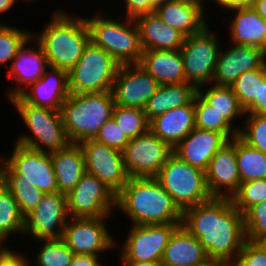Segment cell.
<instances>
[{"label": "cell", "mask_w": 266, "mask_h": 266, "mask_svg": "<svg viewBox=\"0 0 266 266\" xmlns=\"http://www.w3.org/2000/svg\"><path fill=\"white\" fill-rule=\"evenodd\" d=\"M181 225L198 239L208 259L231 266L246 240L243 215L231 198H212L185 209Z\"/></svg>", "instance_id": "obj_1"}, {"label": "cell", "mask_w": 266, "mask_h": 266, "mask_svg": "<svg viewBox=\"0 0 266 266\" xmlns=\"http://www.w3.org/2000/svg\"><path fill=\"white\" fill-rule=\"evenodd\" d=\"M117 210L130 225L182 223L183 212L155 177L129 178L116 195Z\"/></svg>", "instance_id": "obj_2"}, {"label": "cell", "mask_w": 266, "mask_h": 266, "mask_svg": "<svg viewBox=\"0 0 266 266\" xmlns=\"http://www.w3.org/2000/svg\"><path fill=\"white\" fill-rule=\"evenodd\" d=\"M62 8L52 11L43 30L32 31V35L42 45L49 67L69 72L90 42V32L84 15L70 14Z\"/></svg>", "instance_id": "obj_3"}, {"label": "cell", "mask_w": 266, "mask_h": 266, "mask_svg": "<svg viewBox=\"0 0 266 266\" xmlns=\"http://www.w3.org/2000/svg\"><path fill=\"white\" fill-rule=\"evenodd\" d=\"M85 16L89 27L90 41L110 54L121 66L139 64L143 49L140 44L139 29L133 19L123 15L110 16L106 9H97ZM119 17V18H117Z\"/></svg>", "instance_id": "obj_4"}, {"label": "cell", "mask_w": 266, "mask_h": 266, "mask_svg": "<svg viewBox=\"0 0 266 266\" xmlns=\"http://www.w3.org/2000/svg\"><path fill=\"white\" fill-rule=\"evenodd\" d=\"M115 107L111 91L100 93H70L60 114L67 138L79 144L95 139L100 127L112 118Z\"/></svg>", "instance_id": "obj_5"}, {"label": "cell", "mask_w": 266, "mask_h": 266, "mask_svg": "<svg viewBox=\"0 0 266 266\" xmlns=\"http://www.w3.org/2000/svg\"><path fill=\"white\" fill-rule=\"evenodd\" d=\"M23 120L25 133L17 135L15 143L43 153L65 149L71 142L66 136L60 111L38 107L20 96L9 100ZM28 131V133H27Z\"/></svg>", "instance_id": "obj_6"}, {"label": "cell", "mask_w": 266, "mask_h": 266, "mask_svg": "<svg viewBox=\"0 0 266 266\" xmlns=\"http://www.w3.org/2000/svg\"><path fill=\"white\" fill-rule=\"evenodd\" d=\"M155 178L182 212L213 198L207 188L205 172L192 167L174 153Z\"/></svg>", "instance_id": "obj_7"}, {"label": "cell", "mask_w": 266, "mask_h": 266, "mask_svg": "<svg viewBox=\"0 0 266 266\" xmlns=\"http://www.w3.org/2000/svg\"><path fill=\"white\" fill-rule=\"evenodd\" d=\"M120 64L91 41L68 72L70 93H100L112 90Z\"/></svg>", "instance_id": "obj_8"}, {"label": "cell", "mask_w": 266, "mask_h": 266, "mask_svg": "<svg viewBox=\"0 0 266 266\" xmlns=\"http://www.w3.org/2000/svg\"><path fill=\"white\" fill-rule=\"evenodd\" d=\"M210 23L200 32L185 37L180 49L186 82L196 88L212 83L217 58L223 45Z\"/></svg>", "instance_id": "obj_9"}, {"label": "cell", "mask_w": 266, "mask_h": 266, "mask_svg": "<svg viewBox=\"0 0 266 266\" xmlns=\"http://www.w3.org/2000/svg\"><path fill=\"white\" fill-rule=\"evenodd\" d=\"M5 154L2 180H27L44 193L58 192L50 153L33 150L17 143Z\"/></svg>", "instance_id": "obj_10"}, {"label": "cell", "mask_w": 266, "mask_h": 266, "mask_svg": "<svg viewBox=\"0 0 266 266\" xmlns=\"http://www.w3.org/2000/svg\"><path fill=\"white\" fill-rule=\"evenodd\" d=\"M182 223H161L149 225H130L126 238L120 244L116 240L119 250V260H133L138 262H161L165 247L173 232ZM121 249V250H120Z\"/></svg>", "instance_id": "obj_11"}, {"label": "cell", "mask_w": 266, "mask_h": 266, "mask_svg": "<svg viewBox=\"0 0 266 266\" xmlns=\"http://www.w3.org/2000/svg\"><path fill=\"white\" fill-rule=\"evenodd\" d=\"M109 220L113 217H70L62 239L74 254L104 256L116 250V236L111 234ZM109 225V226H108ZM106 251V252H105Z\"/></svg>", "instance_id": "obj_12"}, {"label": "cell", "mask_w": 266, "mask_h": 266, "mask_svg": "<svg viewBox=\"0 0 266 266\" xmlns=\"http://www.w3.org/2000/svg\"><path fill=\"white\" fill-rule=\"evenodd\" d=\"M116 193L92 174L85 173L67 197L69 217H112L116 213Z\"/></svg>", "instance_id": "obj_13"}, {"label": "cell", "mask_w": 266, "mask_h": 266, "mask_svg": "<svg viewBox=\"0 0 266 266\" xmlns=\"http://www.w3.org/2000/svg\"><path fill=\"white\" fill-rule=\"evenodd\" d=\"M69 218L66 194L45 193L37 207L24 217L22 239H60Z\"/></svg>", "instance_id": "obj_14"}, {"label": "cell", "mask_w": 266, "mask_h": 266, "mask_svg": "<svg viewBox=\"0 0 266 266\" xmlns=\"http://www.w3.org/2000/svg\"><path fill=\"white\" fill-rule=\"evenodd\" d=\"M173 149L150 130L130 139L122 151L129 177H156Z\"/></svg>", "instance_id": "obj_15"}, {"label": "cell", "mask_w": 266, "mask_h": 266, "mask_svg": "<svg viewBox=\"0 0 266 266\" xmlns=\"http://www.w3.org/2000/svg\"><path fill=\"white\" fill-rule=\"evenodd\" d=\"M86 172L94 175L118 194L129 180L121 151L107 147L94 139L79 143Z\"/></svg>", "instance_id": "obj_16"}, {"label": "cell", "mask_w": 266, "mask_h": 266, "mask_svg": "<svg viewBox=\"0 0 266 266\" xmlns=\"http://www.w3.org/2000/svg\"><path fill=\"white\" fill-rule=\"evenodd\" d=\"M48 68L49 64L44 49L32 35L18 50L16 57L6 70L7 74L5 75L12 80L13 84L7 87V100L19 96L26 88L40 79Z\"/></svg>", "instance_id": "obj_17"}, {"label": "cell", "mask_w": 266, "mask_h": 266, "mask_svg": "<svg viewBox=\"0 0 266 266\" xmlns=\"http://www.w3.org/2000/svg\"><path fill=\"white\" fill-rule=\"evenodd\" d=\"M160 84L139 64L120 66L112 86L115 105L144 109Z\"/></svg>", "instance_id": "obj_18"}, {"label": "cell", "mask_w": 266, "mask_h": 266, "mask_svg": "<svg viewBox=\"0 0 266 266\" xmlns=\"http://www.w3.org/2000/svg\"><path fill=\"white\" fill-rule=\"evenodd\" d=\"M226 45L228 47L221 46L211 84L230 87L244 72L260 69L266 64V53L260 48L232 43Z\"/></svg>", "instance_id": "obj_19"}, {"label": "cell", "mask_w": 266, "mask_h": 266, "mask_svg": "<svg viewBox=\"0 0 266 266\" xmlns=\"http://www.w3.org/2000/svg\"><path fill=\"white\" fill-rule=\"evenodd\" d=\"M206 184L213 198H231L241 184L235 152V137L210 160L205 172Z\"/></svg>", "instance_id": "obj_20"}, {"label": "cell", "mask_w": 266, "mask_h": 266, "mask_svg": "<svg viewBox=\"0 0 266 266\" xmlns=\"http://www.w3.org/2000/svg\"><path fill=\"white\" fill-rule=\"evenodd\" d=\"M205 0H171L157 7L154 13L167 25L186 37L200 32L209 20ZM208 8V9H207ZM207 13V14H206Z\"/></svg>", "instance_id": "obj_21"}, {"label": "cell", "mask_w": 266, "mask_h": 266, "mask_svg": "<svg viewBox=\"0 0 266 266\" xmlns=\"http://www.w3.org/2000/svg\"><path fill=\"white\" fill-rule=\"evenodd\" d=\"M69 95L68 71L49 67L40 79L19 96L31 105L60 111Z\"/></svg>", "instance_id": "obj_22"}, {"label": "cell", "mask_w": 266, "mask_h": 266, "mask_svg": "<svg viewBox=\"0 0 266 266\" xmlns=\"http://www.w3.org/2000/svg\"><path fill=\"white\" fill-rule=\"evenodd\" d=\"M229 140L219 132L194 128L173 149V153L192 167L206 172L210 160Z\"/></svg>", "instance_id": "obj_23"}, {"label": "cell", "mask_w": 266, "mask_h": 266, "mask_svg": "<svg viewBox=\"0 0 266 266\" xmlns=\"http://www.w3.org/2000/svg\"><path fill=\"white\" fill-rule=\"evenodd\" d=\"M229 12V43L257 47L266 53V21L251 6L234 8L226 13Z\"/></svg>", "instance_id": "obj_24"}, {"label": "cell", "mask_w": 266, "mask_h": 266, "mask_svg": "<svg viewBox=\"0 0 266 266\" xmlns=\"http://www.w3.org/2000/svg\"><path fill=\"white\" fill-rule=\"evenodd\" d=\"M195 128L194 99L150 121L149 130L172 149Z\"/></svg>", "instance_id": "obj_25"}, {"label": "cell", "mask_w": 266, "mask_h": 266, "mask_svg": "<svg viewBox=\"0 0 266 266\" xmlns=\"http://www.w3.org/2000/svg\"><path fill=\"white\" fill-rule=\"evenodd\" d=\"M143 50H180L185 35L164 23L154 12L135 19Z\"/></svg>", "instance_id": "obj_26"}, {"label": "cell", "mask_w": 266, "mask_h": 266, "mask_svg": "<svg viewBox=\"0 0 266 266\" xmlns=\"http://www.w3.org/2000/svg\"><path fill=\"white\" fill-rule=\"evenodd\" d=\"M139 65L160 85L186 82L180 50H143Z\"/></svg>", "instance_id": "obj_27"}, {"label": "cell", "mask_w": 266, "mask_h": 266, "mask_svg": "<svg viewBox=\"0 0 266 266\" xmlns=\"http://www.w3.org/2000/svg\"><path fill=\"white\" fill-rule=\"evenodd\" d=\"M207 260L198 239L180 225L171 235L161 263L163 266H199Z\"/></svg>", "instance_id": "obj_28"}, {"label": "cell", "mask_w": 266, "mask_h": 266, "mask_svg": "<svg viewBox=\"0 0 266 266\" xmlns=\"http://www.w3.org/2000/svg\"><path fill=\"white\" fill-rule=\"evenodd\" d=\"M58 191L68 194L86 173L84 155L79 144L70 143L65 149L50 154Z\"/></svg>", "instance_id": "obj_29"}, {"label": "cell", "mask_w": 266, "mask_h": 266, "mask_svg": "<svg viewBox=\"0 0 266 266\" xmlns=\"http://www.w3.org/2000/svg\"><path fill=\"white\" fill-rule=\"evenodd\" d=\"M196 93L197 88L188 82L160 85L144 108L147 120L150 122L171 109L189 104Z\"/></svg>", "instance_id": "obj_30"}, {"label": "cell", "mask_w": 266, "mask_h": 266, "mask_svg": "<svg viewBox=\"0 0 266 266\" xmlns=\"http://www.w3.org/2000/svg\"><path fill=\"white\" fill-rule=\"evenodd\" d=\"M197 93L238 132L241 130L242 126L236 125L237 119V124H239V119H244L246 112L231 87L217 86L210 83L198 87Z\"/></svg>", "instance_id": "obj_31"}, {"label": "cell", "mask_w": 266, "mask_h": 266, "mask_svg": "<svg viewBox=\"0 0 266 266\" xmlns=\"http://www.w3.org/2000/svg\"><path fill=\"white\" fill-rule=\"evenodd\" d=\"M235 152L241 183L266 179V153L235 137Z\"/></svg>", "instance_id": "obj_32"}, {"label": "cell", "mask_w": 266, "mask_h": 266, "mask_svg": "<svg viewBox=\"0 0 266 266\" xmlns=\"http://www.w3.org/2000/svg\"><path fill=\"white\" fill-rule=\"evenodd\" d=\"M24 216L21 214L18 204L10 191L0 183V241L6 243L15 235L23 237ZM13 235V236H12ZM10 237V238H9Z\"/></svg>", "instance_id": "obj_33"}, {"label": "cell", "mask_w": 266, "mask_h": 266, "mask_svg": "<svg viewBox=\"0 0 266 266\" xmlns=\"http://www.w3.org/2000/svg\"><path fill=\"white\" fill-rule=\"evenodd\" d=\"M194 115L197 129L222 133L228 140L238 136V131L198 93L194 97Z\"/></svg>", "instance_id": "obj_34"}, {"label": "cell", "mask_w": 266, "mask_h": 266, "mask_svg": "<svg viewBox=\"0 0 266 266\" xmlns=\"http://www.w3.org/2000/svg\"><path fill=\"white\" fill-rule=\"evenodd\" d=\"M34 242L39 248L29 266H69L74 253L62 238Z\"/></svg>", "instance_id": "obj_35"}, {"label": "cell", "mask_w": 266, "mask_h": 266, "mask_svg": "<svg viewBox=\"0 0 266 266\" xmlns=\"http://www.w3.org/2000/svg\"><path fill=\"white\" fill-rule=\"evenodd\" d=\"M4 23V24H3ZM0 24V68H9L12 60L16 57L18 50L32 36V33L17 25L12 26L3 22ZM7 24V25H6Z\"/></svg>", "instance_id": "obj_36"}, {"label": "cell", "mask_w": 266, "mask_h": 266, "mask_svg": "<svg viewBox=\"0 0 266 266\" xmlns=\"http://www.w3.org/2000/svg\"><path fill=\"white\" fill-rule=\"evenodd\" d=\"M260 83H264V66L244 72L230 86L245 112L259 100Z\"/></svg>", "instance_id": "obj_37"}, {"label": "cell", "mask_w": 266, "mask_h": 266, "mask_svg": "<svg viewBox=\"0 0 266 266\" xmlns=\"http://www.w3.org/2000/svg\"><path fill=\"white\" fill-rule=\"evenodd\" d=\"M112 118L129 140L149 130L150 122L147 120L144 109L115 105Z\"/></svg>", "instance_id": "obj_38"}, {"label": "cell", "mask_w": 266, "mask_h": 266, "mask_svg": "<svg viewBox=\"0 0 266 266\" xmlns=\"http://www.w3.org/2000/svg\"><path fill=\"white\" fill-rule=\"evenodd\" d=\"M1 182L16 200L24 217L37 207L45 194L27 180H2Z\"/></svg>", "instance_id": "obj_39"}, {"label": "cell", "mask_w": 266, "mask_h": 266, "mask_svg": "<svg viewBox=\"0 0 266 266\" xmlns=\"http://www.w3.org/2000/svg\"><path fill=\"white\" fill-rule=\"evenodd\" d=\"M238 136L249 146L266 153V115L246 113Z\"/></svg>", "instance_id": "obj_40"}, {"label": "cell", "mask_w": 266, "mask_h": 266, "mask_svg": "<svg viewBox=\"0 0 266 266\" xmlns=\"http://www.w3.org/2000/svg\"><path fill=\"white\" fill-rule=\"evenodd\" d=\"M266 200V179L241 183L231 197L236 209L243 215L250 207Z\"/></svg>", "instance_id": "obj_41"}, {"label": "cell", "mask_w": 266, "mask_h": 266, "mask_svg": "<svg viewBox=\"0 0 266 266\" xmlns=\"http://www.w3.org/2000/svg\"><path fill=\"white\" fill-rule=\"evenodd\" d=\"M246 240L260 241L266 236V200L250 207L243 214Z\"/></svg>", "instance_id": "obj_42"}, {"label": "cell", "mask_w": 266, "mask_h": 266, "mask_svg": "<svg viewBox=\"0 0 266 266\" xmlns=\"http://www.w3.org/2000/svg\"><path fill=\"white\" fill-rule=\"evenodd\" d=\"M232 266H266V248L259 241L245 240Z\"/></svg>", "instance_id": "obj_43"}, {"label": "cell", "mask_w": 266, "mask_h": 266, "mask_svg": "<svg viewBox=\"0 0 266 266\" xmlns=\"http://www.w3.org/2000/svg\"><path fill=\"white\" fill-rule=\"evenodd\" d=\"M94 140L121 152L129 143V139L122 133V130L117 126L113 118L106 121L100 127L99 133Z\"/></svg>", "instance_id": "obj_44"}, {"label": "cell", "mask_w": 266, "mask_h": 266, "mask_svg": "<svg viewBox=\"0 0 266 266\" xmlns=\"http://www.w3.org/2000/svg\"><path fill=\"white\" fill-rule=\"evenodd\" d=\"M123 15L128 19H137L142 15L153 13L155 8L152 6V0H122ZM125 8V9H124Z\"/></svg>", "instance_id": "obj_45"}, {"label": "cell", "mask_w": 266, "mask_h": 266, "mask_svg": "<svg viewBox=\"0 0 266 266\" xmlns=\"http://www.w3.org/2000/svg\"><path fill=\"white\" fill-rule=\"evenodd\" d=\"M26 256L22 250H14L13 247L5 246L0 252V266H29V257L34 254Z\"/></svg>", "instance_id": "obj_46"}, {"label": "cell", "mask_w": 266, "mask_h": 266, "mask_svg": "<svg viewBox=\"0 0 266 266\" xmlns=\"http://www.w3.org/2000/svg\"><path fill=\"white\" fill-rule=\"evenodd\" d=\"M104 256L74 254L69 266H107ZM104 260V262H103Z\"/></svg>", "instance_id": "obj_47"}, {"label": "cell", "mask_w": 266, "mask_h": 266, "mask_svg": "<svg viewBox=\"0 0 266 266\" xmlns=\"http://www.w3.org/2000/svg\"><path fill=\"white\" fill-rule=\"evenodd\" d=\"M205 1H206V6L207 2L210 1L211 3L208 4L209 5L212 4V8H215L216 6L217 9L220 8L217 12L223 9L224 13L234 8L250 6L252 2V0H205Z\"/></svg>", "instance_id": "obj_48"}, {"label": "cell", "mask_w": 266, "mask_h": 266, "mask_svg": "<svg viewBox=\"0 0 266 266\" xmlns=\"http://www.w3.org/2000/svg\"><path fill=\"white\" fill-rule=\"evenodd\" d=\"M246 113L266 115V64L264 65V83H260L259 100Z\"/></svg>", "instance_id": "obj_49"}, {"label": "cell", "mask_w": 266, "mask_h": 266, "mask_svg": "<svg viewBox=\"0 0 266 266\" xmlns=\"http://www.w3.org/2000/svg\"><path fill=\"white\" fill-rule=\"evenodd\" d=\"M120 264L119 266H163L161 262H149V261H133V260H117Z\"/></svg>", "instance_id": "obj_50"}, {"label": "cell", "mask_w": 266, "mask_h": 266, "mask_svg": "<svg viewBox=\"0 0 266 266\" xmlns=\"http://www.w3.org/2000/svg\"><path fill=\"white\" fill-rule=\"evenodd\" d=\"M250 6L266 21V0H252Z\"/></svg>", "instance_id": "obj_51"}, {"label": "cell", "mask_w": 266, "mask_h": 266, "mask_svg": "<svg viewBox=\"0 0 266 266\" xmlns=\"http://www.w3.org/2000/svg\"><path fill=\"white\" fill-rule=\"evenodd\" d=\"M16 3H18L17 0H0V15H5L8 11L11 12L10 9L15 7ZM0 24H2V21H0Z\"/></svg>", "instance_id": "obj_52"}, {"label": "cell", "mask_w": 266, "mask_h": 266, "mask_svg": "<svg viewBox=\"0 0 266 266\" xmlns=\"http://www.w3.org/2000/svg\"><path fill=\"white\" fill-rule=\"evenodd\" d=\"M199 266H231V265L221 260L208 259L204 264Z\"/></svg>", "instance_id": "obj_53"}, {"label": "cell", "mask_w": 266, "mask_h": 266, "mask_svg": "<svg viewBox=\"0 0 266 266\" xmlns=\"http://www.w3.org/2000/svg\"><path fill=\"white\" fill-rule=\"evenodd\" d=\"M171 0H152V6L156 9L157 7L164 5Z\"/></svg>", "instance_id": "obj_54"}, {"label": "cell", "mask_w": 266, "mask_h": 266, "mask_svg": "<svg viewBox=\"0 0 266 266\" xmlns=\"http://www.w3.org/2000/svg\"><path fill=\"white\" fill-rule=\"evenodd\" d=\"M1 155H0V183L2 181V165H3V161H4V153H2Z\"/></svg>", "instance_id": "obj_55"}, {"label": "cell", "mask_w": 266, "mask_h": 266, "mask_svg": "<svg viewBox=\"0 0 266 266\" xmlns=\"http://www.w3.org/2000/svg\"><path fill=\"white\" fill-rule=\"evenodd\" d=\"M259 242H261L263 246L266 248V236L263 239H261Z\"/></svg>", "instance_id": "obj_56"}, {"label": "cell", "mask_w": 266, "mask_h": 266, "mask_svg": "<svg viewBox=\"0 0 266 266\" xmlns=\"http://www.w3.org/2000/svg\"><path fill=\"white\" fill-rule=\"evenodd\" d=\"M18 2L20 1V0H17ZM21 1H23L24 2V4H25V1L28 3V2H33L34 3V1H36V0H21Z\"/></svg>", "instance_id": "obj_57"}, {"label": "cell", "mask_w": 266, "mask_h": 266, "mask_svg": "<svg viewBox=\"0 0 266 266\" xmlns=\"http://www.w3.org/2000/svg\"><path fill=\"white\" fill-rule=\"evenodd\" d=\"M6 245L3 244L1 241H0V252L2 251V249L5 247Z\"/></svg>", "instance_id": "obj_58"}]
</instances>
